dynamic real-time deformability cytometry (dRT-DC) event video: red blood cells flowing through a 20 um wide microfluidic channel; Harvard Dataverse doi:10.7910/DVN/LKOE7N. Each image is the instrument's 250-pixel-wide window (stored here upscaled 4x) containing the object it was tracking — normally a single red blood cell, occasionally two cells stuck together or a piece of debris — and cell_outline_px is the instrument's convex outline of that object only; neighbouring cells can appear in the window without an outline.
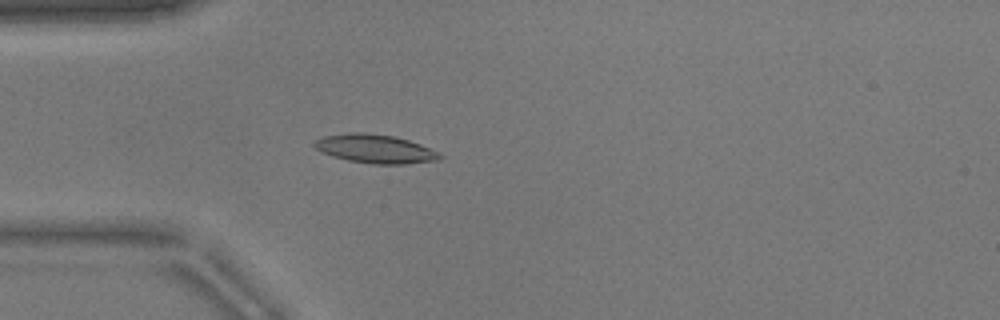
{"species": "common noctule bat (a hibernating species)", "species_latin": "Nyctalus noctula", "temperature_condition": "warm", "stored_images_in_passage": 42, "camera_frame_rate_fps": 3000, "um_per_image_px": 0.085, "animal": {"sex": "male", "body_mass_g": 17.9}, "frame": {"image": 1, "passage_image": 5, "time_ms": 1.333, "image_size_px": [1000, 320], "cell_outline_px": [[444, 156], [440, 160], [404, 164], [372, 164], [348, 160], [332, 156], [320, 152], [312, 144], [316, 140], [324, 136], [348, 132], [364, 132], [396, 136], [420, 144], [440, 152]], "centroid_in_image_um": [31.91, 12.65], "position_along_channel_um": 53.1, "area_um2": 21.21}}
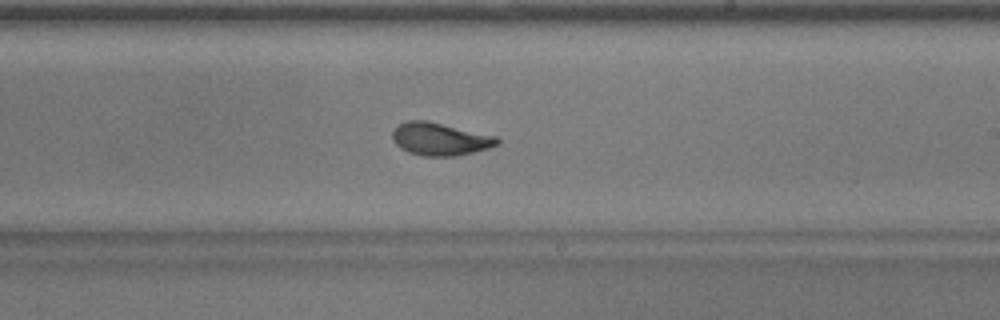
{"frame": {"image": 2, "passage_image": 21, "time_ms": 6.667, "image_size_px": [1000, 320], "cell_outline_px": [[500, 144], [488, 148], [456, 156], [424, 156], [408, 152], [400, 148], [392, 140], [392, 132], [400, 124], [408, 120], [428, 120], [496, 136], [500, 140]], "centroid_in_image_um": [37.4, 11.82], "position_along_channel_um": 251.6, "area_um2": 20.0}}
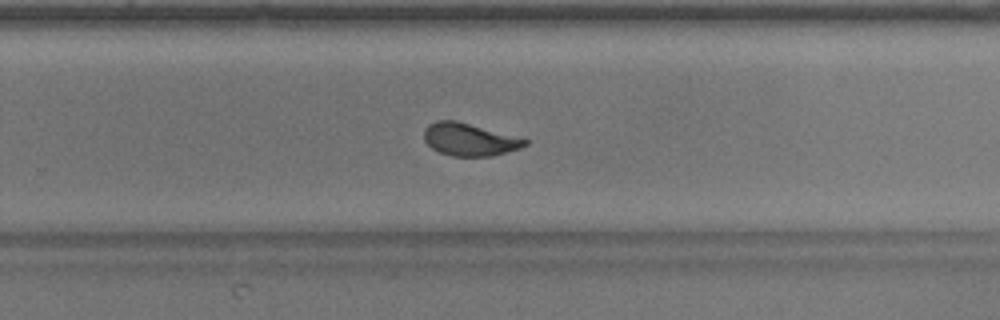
{"frame": {"image": 3, "passage_image": 24, "time_ms": 7.667, "image_size_px": [1000, 320], "cell_outline_px": [[528, 144], [520, 148], [508, 152], [492, 156], [452, 156], [440, 152], [432, 148], [424, 140], [424, 128], [428, 124], [436, 120], [456, 120], [528, 140]], "centroid_in_image_um": [39.87, 11.86], "position_along_channel_um": 289.9, "area_um2": 19.02}, "authors_computed_cell_mechanics": {"area_um2": 19.7965, "velocity_mm_per_s": 3.8416, "shape_relaxation_time_tau1_ms": 2.8257, "shape_relaxation_time_tau2_ms": 1.136, "deformation_change_tau1": 0.1637, "deformation_change_tau2": 0.0679}}